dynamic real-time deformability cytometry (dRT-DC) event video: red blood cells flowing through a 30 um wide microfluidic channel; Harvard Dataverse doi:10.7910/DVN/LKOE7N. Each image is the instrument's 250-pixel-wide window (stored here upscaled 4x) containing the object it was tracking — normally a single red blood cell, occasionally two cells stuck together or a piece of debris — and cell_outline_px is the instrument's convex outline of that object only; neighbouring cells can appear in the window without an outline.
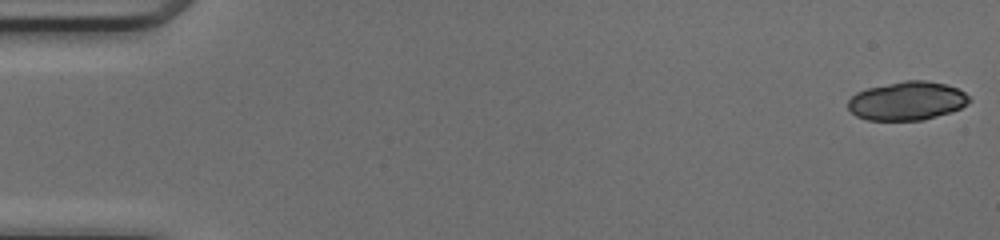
{"species": "common noctule bat (a hibernating species)", "species_latin": "Nyctalus noctula", "temperature_condition": "cold", "stored_images_in_passage": 49, "segment_of_instrument_passage": [1, 2], "camera_frame_rate_fps": 3000, "um_per_image_px": 0.085, "animal": {"sex": "female", "body_mass_g": 17.0, "forearm_length_mm": 48.0}, "frame": {"image": 1, "passage_image": 1, "time_ms": 0.0, "image_size_px": [1000, 240], "cell_outline_px": [[972, 100], [960, 108], [952, 112], [924, 120], [868, 120], [856, 116], [848, 108], [848, 100], [856, 92], [868, 88], [904, 80], [924, 80], [944, 84], [956, 88], [964, 92]], "centroid_in_image_um": [77.1, 8.58], "position_along_channel_um": 7.9, "area_um2": 27.28}}
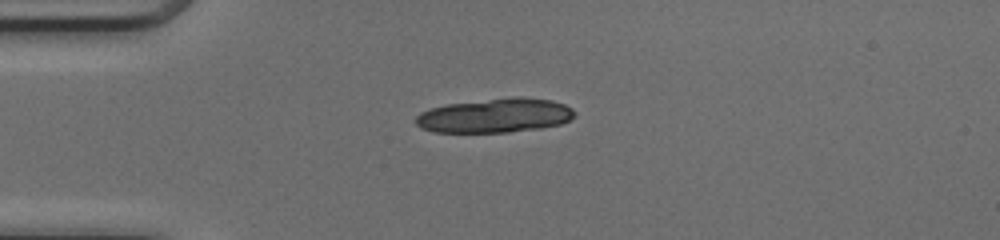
{"frame": {"image": 2, "passage_image": 13, "time_ms": 4.0, "image_size_px": [1000, 240], "cell_outline_px": [[576, 116], [560, 124], [540, 128], [508, 132], [432, 132], [420, 128], [416, 124], [416, 116], [420, 112], [432, 108], [448, 104], [516, 96], [552, 100], [564, 104], [572, 108], [576, 112]], "centroid_in_image_um": [42.09, 9.82], "position_along_channel_um": 42.9, "area_um2": 31.67}}